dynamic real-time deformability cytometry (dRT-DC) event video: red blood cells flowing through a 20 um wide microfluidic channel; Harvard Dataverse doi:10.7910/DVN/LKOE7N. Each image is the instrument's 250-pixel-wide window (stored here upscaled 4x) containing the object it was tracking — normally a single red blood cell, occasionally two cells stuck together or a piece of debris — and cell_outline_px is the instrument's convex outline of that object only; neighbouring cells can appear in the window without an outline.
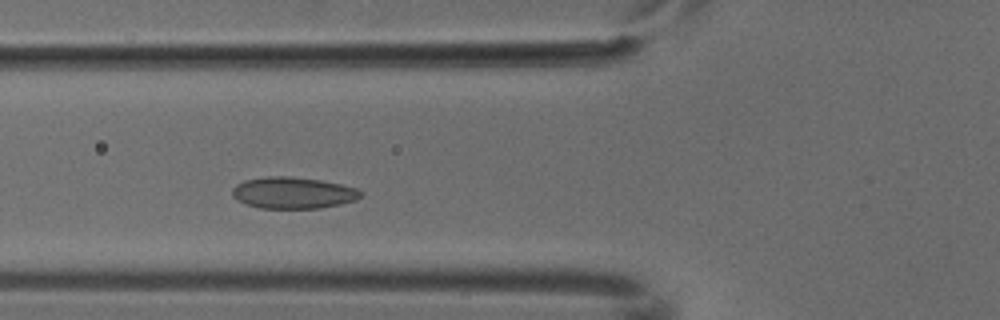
{"species": "common noctule bat (a hibernating species)", "species_latin": "Nyctalus noctula", "temperature_condition": "cold", "stored_images_in_passage": 5, "camera_frame_rate_fps": 3000, "um_per_image_px": 0.085, "animal": {"sex": "male", "body_mass_g": 18.8}, "frame": {"image": 1, "passage_image": 4, "time_ms": 1.0, "image_size_px": [1000, 320], "cell_outline_px": [[364, 192], [356, 200], [340, 204], [320, 208], [260, 208], [244, 204], [236, 200], [232, 196], [232, 188], [236, 184], [244, 180], [268, 176], [288, 176], [320, 180], [340, 184], [356, 188]], "centroid_in_image_um": [24.88, 16.39], "position_along_channel_um": 100.9, "area_um2": 23.7}}
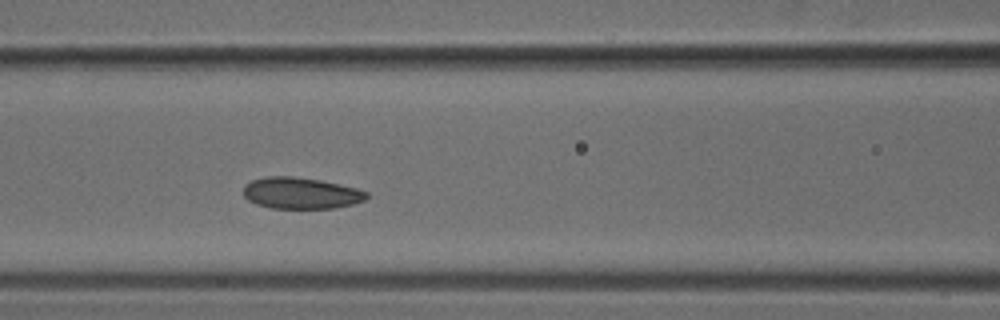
{"frame": {"image": 2, "passage_image": 5, "time_ms": 1.333, "image_size_px": [1000, 320], "cell_outline_px": [[368, 196], [364, 200], [352, 204], [332, 208], [272, 208], [256, 204], [248, 200], [244, 196], [244, 184], [252, 180], [268, 176], [292, 176], [320, 180], [356, 188], [368, 192]], "centroid_in_image_um": [25.55, 16.41], "position_along_channel_um": 141.0, "area_um2": 22.43}}